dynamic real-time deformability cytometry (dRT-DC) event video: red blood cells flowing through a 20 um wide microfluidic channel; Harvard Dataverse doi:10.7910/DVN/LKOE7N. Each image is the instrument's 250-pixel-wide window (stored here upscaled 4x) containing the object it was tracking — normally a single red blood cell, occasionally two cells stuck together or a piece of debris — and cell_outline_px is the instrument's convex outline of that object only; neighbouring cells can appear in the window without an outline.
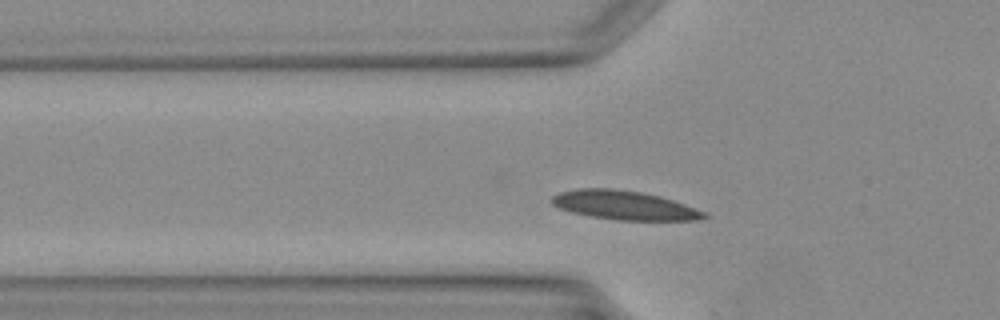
{"species": "Egyptian fruit bat (a non-hibernating species)", "species_latin": "Rousettus aegyptiacus", "temperature_condition": "warm", "stored_images_in_passage": 7, "camera_frame_rate_fps": 3000, "um_per_image_px": 0.085, "animal": {"sex": "female"}, "frame": {"image": 1, "passage_image": 6, "time_ms": 1.667, "image_size_px": [1000, 320], "cell_outline_px": [[708, 216], [700, 220], [620, 220], [588, 216], [572, 212], [560, 208], [552, 204], [548, 200], [552, 196], [560, 192], [580, 188], [616, 188], [640, 192], [660, 196], [708, 212]], "centroid_in_image_um": [53.06, 17.44], "position_along_channel_um": 72.7, "area_um2": 25.84}}